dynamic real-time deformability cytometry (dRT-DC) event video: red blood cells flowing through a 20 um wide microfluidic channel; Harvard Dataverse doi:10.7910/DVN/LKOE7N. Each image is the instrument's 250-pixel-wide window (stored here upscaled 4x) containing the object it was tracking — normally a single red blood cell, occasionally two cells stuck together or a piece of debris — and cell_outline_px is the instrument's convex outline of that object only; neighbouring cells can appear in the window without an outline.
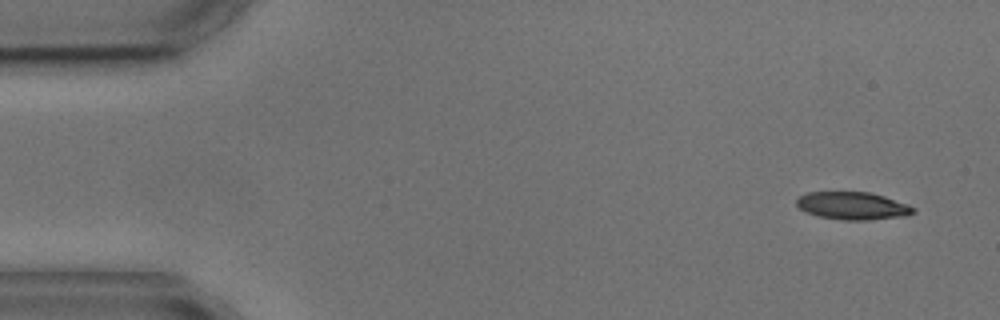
{"species": "common noctule bat (a hibernating species)", "species_latin": "Nyctalus noctula", "temperature_condition": "cold", "stored_images_in_passage": 4, "camera_frame_rate_fps": 3000, "um_per_image_px": 0.085, "animal": {"sex": "male", "body_mass_g": 17.9, "forearm_length_mm": 54.2}, "frame": {"image": 1, "passage_image": 1, "time_ms": 0.0, "image_size_px": [1000, 320], "cell_outline_px": [[916, 212], [904, 216], [868, 220], [844, 220], [816, 216], [800, 208], [796, 204], [796, 200], [800, 196], [808, 192], [868, 192], [884, 196], [908, 204], [916, 208]], "centroid_in_image_um": [72.5, 17.49], "position_along_channel_um": 12.5, "area_um2": 18.79}}
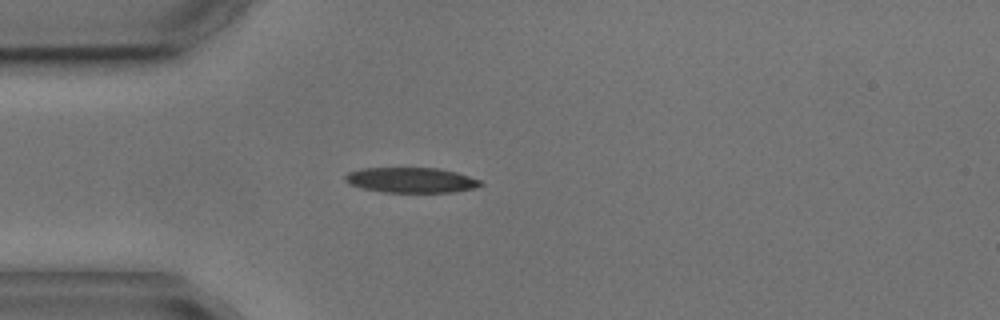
{"frame": {"image": 2, "passage_image": 4, "time_ms": 3.667, "image_size_px": [1000, 320], "cell_outline_px": [[484, 184], [476, 188], [452, 192], [384, 192], [364, 188], [352, 184], [344, 180], [344, 176], [348, 172], [360, 168], [440, 168], [456, 172], [480, 180]], "centroid_in_image_um": [34.96, 15.3], "position_along_channel_um": 50.0, "area_um2": 19.83}}